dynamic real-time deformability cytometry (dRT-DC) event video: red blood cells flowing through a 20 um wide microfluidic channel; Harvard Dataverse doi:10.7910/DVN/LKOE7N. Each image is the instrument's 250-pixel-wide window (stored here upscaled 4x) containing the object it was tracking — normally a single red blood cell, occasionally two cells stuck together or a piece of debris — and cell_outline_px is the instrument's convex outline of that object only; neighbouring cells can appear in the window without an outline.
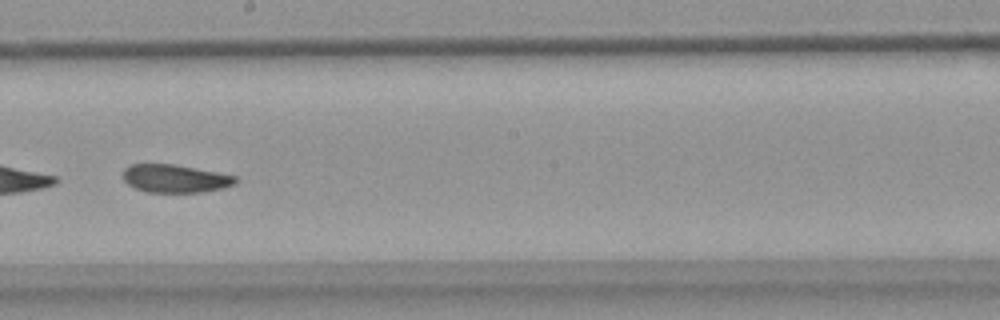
{"species": "common noctule bat (a hibernating species)", "species_latin": "Nyctalus noctula", "temperature_condition": "warm", "stored_images_in_passage": 39, "camera_frame_rate_fps": 3000, "um_per_image_px": 0.085, "animal": {"sex": "female", "body_mass_g": 18.4}, "frame": {"image": 1, "passage_image": 22, "time_ms": 7.0, "image_size_px": [1000, 320], "cell_outline_px": [[240, 180], [236, 184], [224, 188], [204, 192], [148, 192], [136, 188], [128, 184], [124, 180], [124, 168], [132, 164], [172, 164], [236, 176]], "centroid_in_image_um": [14.92, 15.18], "position_along_channel_um": 233.3, "area_um2": 18.26}}
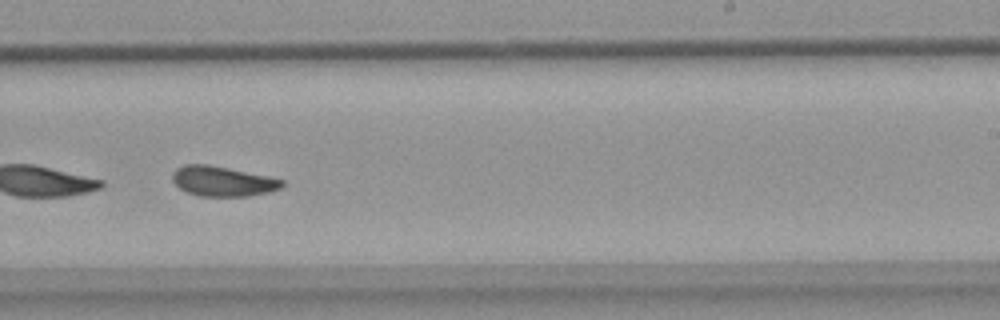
{"frame": {"image": 2, "passage_image": 25, "time_ms": 8.0, "image_size_px": [1000, 320], "cell_outline_px": [[284, 184], [280, 188], [268, 192], [248, 196], [200, 196], [188, 192], [180, 188], [172, 180], [172, 172], [176, 168], [184, 164], [208, 164], [228, 168], [284, 180]], "centroid_in_image_um": [18.88, 15.4], "position_along_channel_um": 270.1, "area_um2": 18.96}}
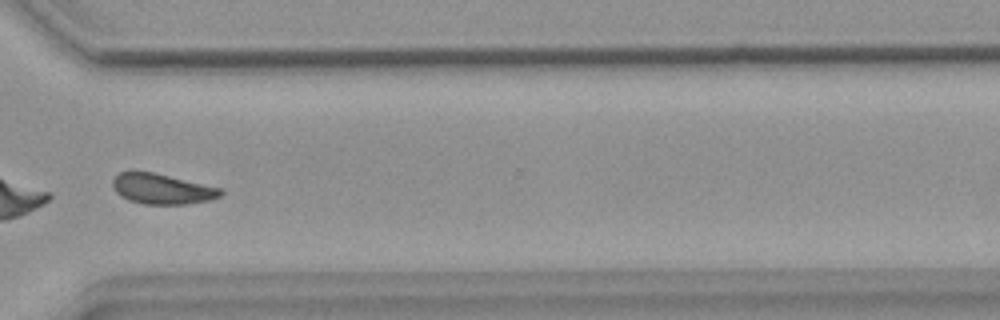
{"frame": {"image": 3, "passage_image": 32, "time_ms": 10.333, "image_size_px": [1000, 320], "cell_outline_px": [[224, 192], [220, 196], [212, 200], [184, 204], [144, 204], [128, 200], [120, 196], [116, 192], [112, 184], [112, 180], [120, 172], [152, 172], [220, 188]], "centroid_in_image_um": [13.76, 16.07], "position_along_channel_um": 356.8, "area_um2": 18.84}, "authors_computed_cell_mechanics": {"area_um2": 19.1318, "velocity_mm_per_s": 3.6832, "shape_relaxation_time_tau1_ms": 5.8134, "shape_relaxation_time_tau2_ms": 3.3646, "deformation_change_tau1": 0.1407, "deformation_change_tau2": 0.0943}}